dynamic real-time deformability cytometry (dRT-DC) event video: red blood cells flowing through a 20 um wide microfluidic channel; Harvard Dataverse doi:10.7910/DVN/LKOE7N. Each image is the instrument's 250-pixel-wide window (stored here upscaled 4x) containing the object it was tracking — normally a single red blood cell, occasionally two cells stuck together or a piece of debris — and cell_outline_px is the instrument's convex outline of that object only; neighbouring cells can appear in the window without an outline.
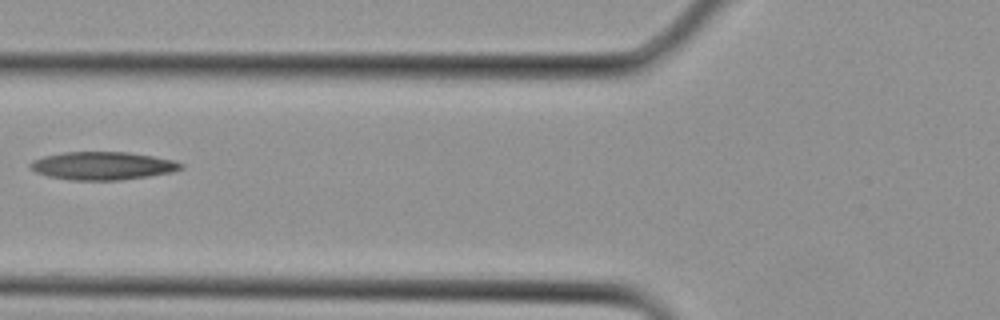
{"species": "Egyptian fruit bat (a non-hibernating species)", "species_latin": "Rousettus aegyptiacus", "temperature_condition": "cold", "stored_images_in_passage": 2, "camera_frame_rate_fps": 3000, "um_per_image_px": 0.085, "animal": {"sex": "female"}, "frame": {"image": 1, "passage_image": 2, "time_ms": 0.333, "image_size_px": [1000, 320], "cell_outline_px": [[184, 168], [172, 172], [148, 176], [120, 180], [72, 180], [48, 176], [36, 172], [28, 164], [32, 160], [44, 156], [64, 152], [128, 152], [152, 156], [172, 160], [184, 164]], "centroid_in_image_um": [8.72, 14.09], "position_along_channel_um": 117.1, "area_um2": 24.51}}